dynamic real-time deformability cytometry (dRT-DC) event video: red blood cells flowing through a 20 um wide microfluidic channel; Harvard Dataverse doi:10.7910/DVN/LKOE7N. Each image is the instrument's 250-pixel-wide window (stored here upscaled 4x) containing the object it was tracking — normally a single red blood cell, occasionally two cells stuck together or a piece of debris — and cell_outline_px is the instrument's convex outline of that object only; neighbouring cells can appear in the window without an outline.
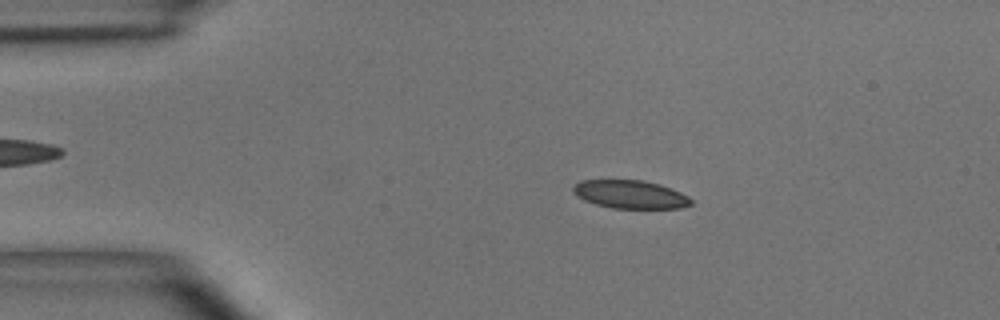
{"species": "common noctule bat (a hibernating species)", "species_latin": "Nyctalus noctula", "temperature_condition": "room temperature", "stored_images_in_passage": 50, "camera_frame_rate_fps": 3000, "um_per_image_px": 0.085, "animal": {"sex": "male", "body_mass_g": 15.6}, "frame": {"image": 1, "passage_image": 9, "time_ms": 2.667, "image_size_px": [1000, 320], "cell_outline_px": [[692, 204], [680, 208], [612, 208], [596, 204], [584, 200], [572, 192], [572, 188], [580, 180], [640, 180], [660, 184], [680, 192], [688, 196], [692, 200]], "centroid_in_image_um": [53.57, 16.52], "position_along_channel_um": 31.4, "area_um2": 19.31}}
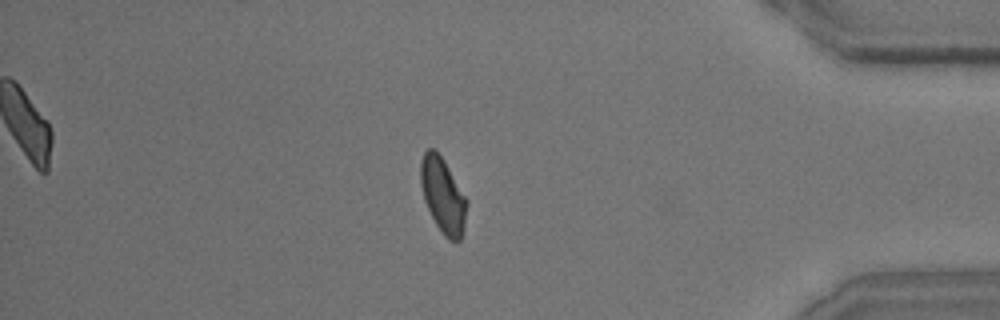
{"frame": {"image": 2, "passage_image": 43, "time_ms": 14.0, "image_size_px": [1000, 320], "cell_outline_px": [[468, 204], [464, 228], [460, 240], [448, 240], [444, 236], [436, 224], [424, 200], [420, 180], [420, 164], [424, 152], [428, 148], [432, 148], [444, 160], [468, 200]], "centroid_in_image_um": [37.66, 16.61], "position_along_channel_um": 397.5, "area_um2": 20.11}}
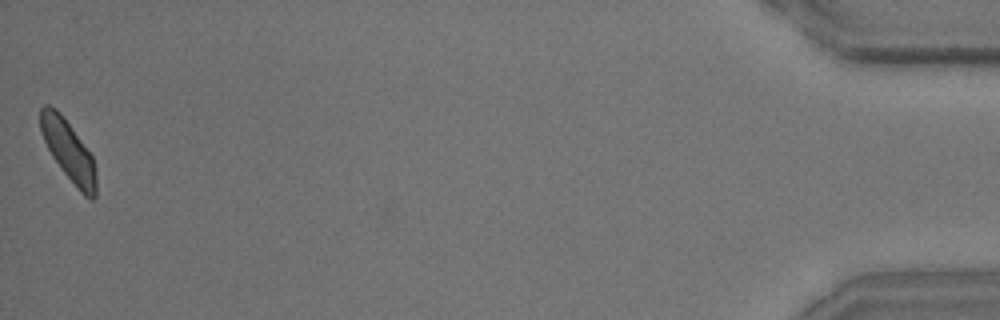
{"frame": {"image": 3, "passage_image": 50, "time_ms": 16.333, "image_size_px": [1000, 320], "cell_outline_px": [[96, 196], [92, 200], [84, 196], [80, 192], [64, 172], [52, 156], [44, 140], [40, 128], [40, 108], [44, 104], [48, 104], [56, 108], [60, 112], [92, 156], [96, 168]], "centroid_in_image_um": [5.83, 12.82], "position_along_channel_um": 429.4, "area_um2": 19.42}, "authors_computed_cell_mechanics": {"area_um2": 20.1433, "velocity_mm_per_s": 3.9265, "shape_relaxation_time_tau1_ms": 5.0667, "shape_relaxation_time_tau2_ms": 1.2775, "deformation_change_tau1": 0.1244, "deformation_change_tau2": 0.0665}}